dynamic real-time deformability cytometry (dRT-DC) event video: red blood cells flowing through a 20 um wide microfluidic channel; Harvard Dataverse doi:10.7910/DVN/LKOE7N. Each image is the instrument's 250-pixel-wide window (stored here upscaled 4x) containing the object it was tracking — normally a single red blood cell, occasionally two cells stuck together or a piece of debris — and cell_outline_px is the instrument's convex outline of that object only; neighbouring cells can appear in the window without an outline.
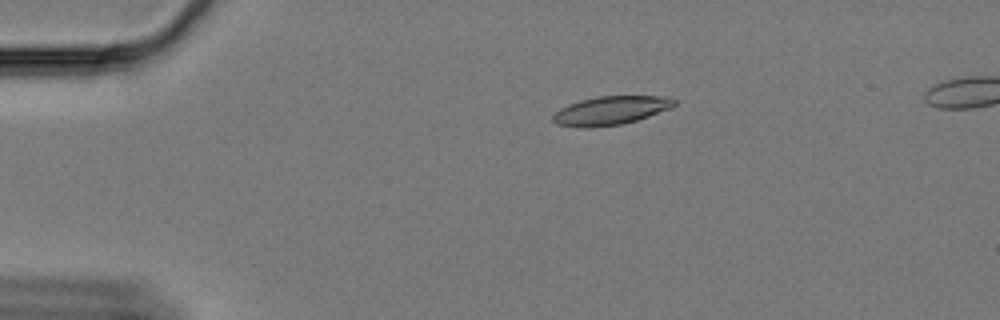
{"species": "Egyptian fruit bat (a non-hibernating species)", "species_latin": "Rousettus aegyptiacus", "temperature_condition": "cold", "stored_images_in_passage": 50, "camera_frame_rate_fps": 3000, "um_per_image_px": 0.085, "animal": {"sex": "female"}, "frame": {"image": 1, "passage_image": 2, "time_ms": 0.333, "image_size_px": [1000, 320], "cell_outline_px": [[676, 104], [672, 108], [636, 120], [620, 124], [588, 128], [556, 124], [552, 120], [552, 116], [560, 108], [568, 104], [580, 100], [596, 96], [664, 96], [676, 100]], "centroid_in_image_um": [51.9, 9.38], "position_along_channel_um": 33.1, "area_um2": 20.17}}
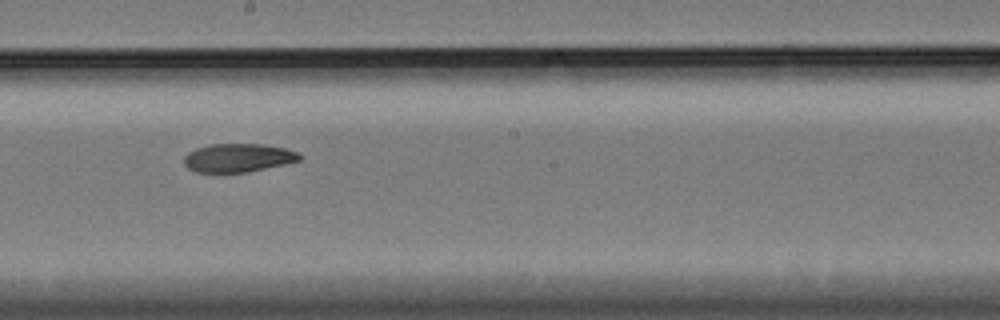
{"frame": {"image": 2, "passage_image": 24, "time_ms": 7.667, "image_size_px": [1000, 320], "cell_outline_px": [[300, 160], [284, 164], [248, 172], [196, 172], [188, 168], [184, 164], [184, 156], [188, 152], [196, 148], [212, 144], [260, 144], [284, 148], [300, 152]], "centroid_in_image_um": [20.22, 13.41], "position_along_channel_um": 228.0, "area_um2": 19.07}}
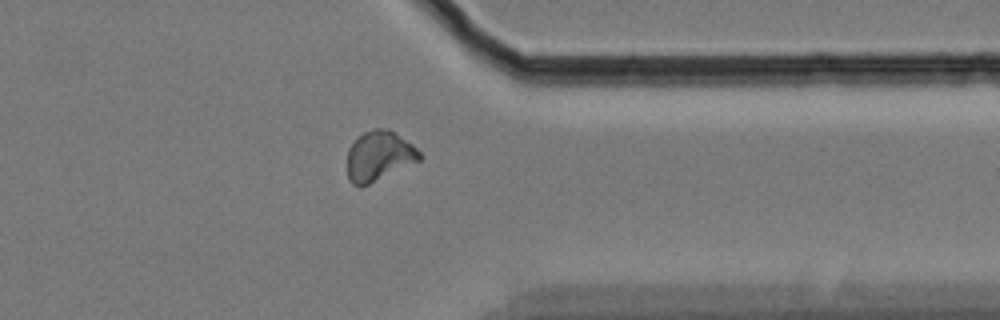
{"frame": {"image": 3, "passage_image": 38, "time_ms": 12.333, "image_size_px": [1000, 320], "cell_outline_px": [[424, 156], [420, 160], [360, 188], [352, 184], [348, 180], [348, 148], [364, 132], [372, 128], [388, 128], [412, 144]], "centroid_in_image_um": [32.21, 13.26], "position_along_channel_um": 379.2, "area_um2": 20.92}}